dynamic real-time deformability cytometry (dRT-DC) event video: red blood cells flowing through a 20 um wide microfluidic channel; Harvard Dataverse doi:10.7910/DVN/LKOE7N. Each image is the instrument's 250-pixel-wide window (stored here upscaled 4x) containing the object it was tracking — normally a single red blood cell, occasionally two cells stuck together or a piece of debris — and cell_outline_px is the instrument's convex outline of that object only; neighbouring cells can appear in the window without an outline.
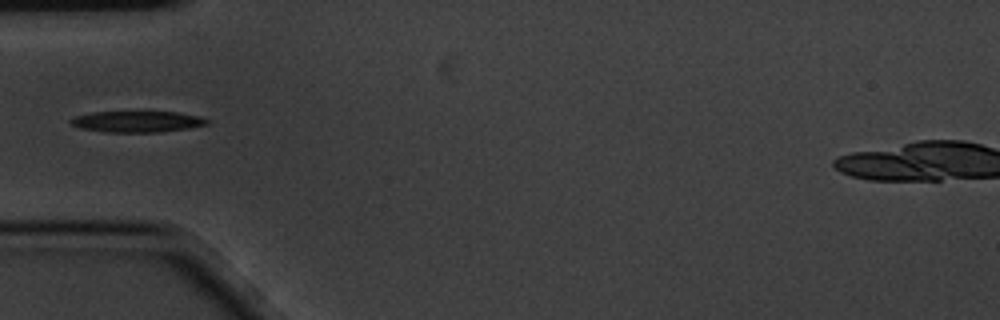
{"species": "common noctule bat (a hibernating species)", "species_latin": "Nyctalus noctula", "temperature_condition": "cold", "stored_images_in_passage": 13, "camera_frame_rate_fps": 3000, "um_per_image_px": 0.085, "animal": {"sex": "male", "body_mass_g": 20.1, "forearm_length_mm": 53.5}, "frame": {"image": 1, "passage_image": 3, "time_ms": 0.667, "image_size_px": [1000, 320], "cell_outline_px": [[212, 124], [188, 128], [160, 132], [104, 132], [80, 128], [72, 124], [68, 120], [72, 116], [92, 112], [140, 108], [176, 112], [200, 116], [212, 120]], "centroid_in_image_um": [11.68, 10.27], "position_along_channel_um": 73.3, "area_um2": 18.26}}
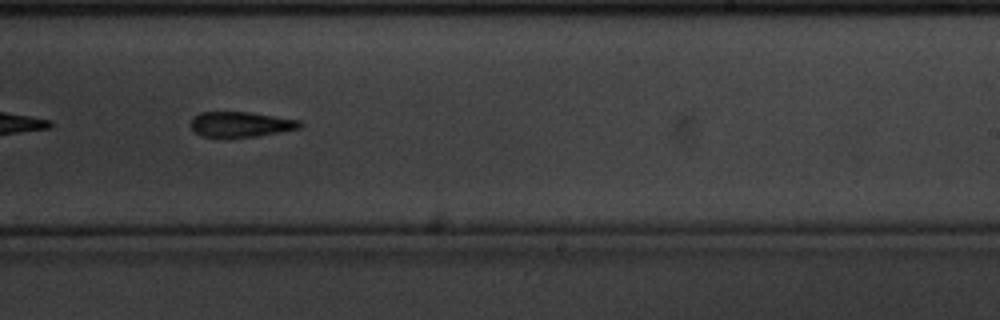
{"frame": {"image": 2, "passage_image": 8, "time_ms": 2.333, "image_size_px": [1000, 320], "cell_outline_px": [[304, 124], [300, 128], [256, 136], [200, 136], [188, 124], [192, 116], [200, 112], [248, 112], [300, 120]], "centroid_in_image_um": [20.43, 10.55], "position_along_channel_um": 268.6, "area_um2": 15.9}}
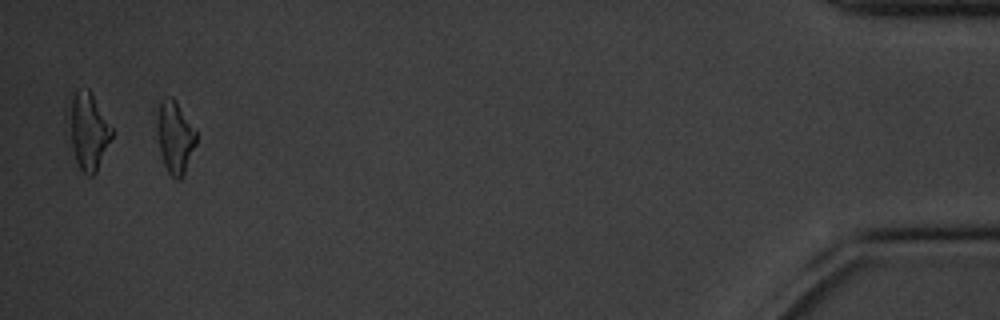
{"frame": {"image": 3, "passage_image": 13, "time_ms": 4.0, "image_size_px": [1000, 320], "cell_outline_px": [[196, 144], [184, 172], [180, 180], [176, 180], [168, 172], [164, 164], [160, 152], [152, 112], [152, 104], [160, 100], [172, 96], [176, 100], [196, 128]], "centroid_in_image_um": [14.79, 11.52], "position_along_channel_um": 420.4, "area_um2": 17.51}}